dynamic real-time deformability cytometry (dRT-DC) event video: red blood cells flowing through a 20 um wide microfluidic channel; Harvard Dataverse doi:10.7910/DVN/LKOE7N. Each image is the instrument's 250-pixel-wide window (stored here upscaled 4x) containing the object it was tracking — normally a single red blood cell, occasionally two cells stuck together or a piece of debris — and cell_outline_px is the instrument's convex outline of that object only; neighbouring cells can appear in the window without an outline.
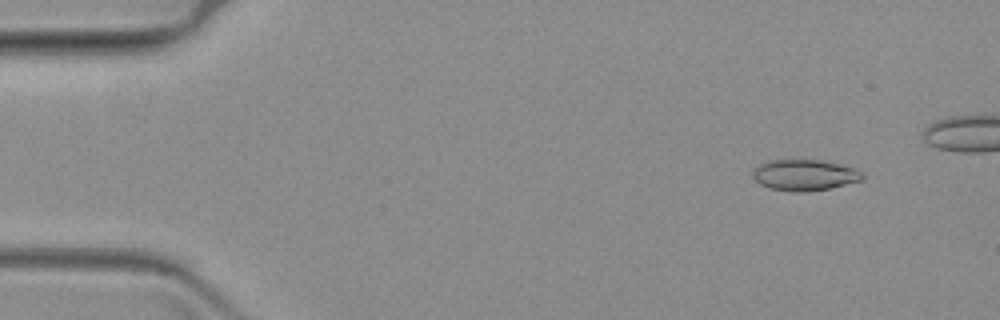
{"species": "common noctule bat (a hibernating species)", "species_latin": "Nyctalus noctula", "temperature_condition": "warm", "stored_images_in_passage": 15, "camera_frame_rate_fps": 3000, "um_per_image_px": 0.085, "animal": {"sex": "female", "body_mass_g": 19.3, "forearm_length_mm": 54.1}, "frame": {"image": 1, "passage_image": 3, "time_ms": 0.667, "image_size_px": [1000, 320], "cell_outline_px": [[864, 180], [828, 188], [808, 192], [792, 192], [768, 188], [760, 184], [752, 176], [752, 172], [764, 160], [820, 160], [856, 168], [864, 176]], "centroid_in_image_um": [68.37, 14.88], "position_along_channel_um": 16.6, "area_um2": 19.88}}